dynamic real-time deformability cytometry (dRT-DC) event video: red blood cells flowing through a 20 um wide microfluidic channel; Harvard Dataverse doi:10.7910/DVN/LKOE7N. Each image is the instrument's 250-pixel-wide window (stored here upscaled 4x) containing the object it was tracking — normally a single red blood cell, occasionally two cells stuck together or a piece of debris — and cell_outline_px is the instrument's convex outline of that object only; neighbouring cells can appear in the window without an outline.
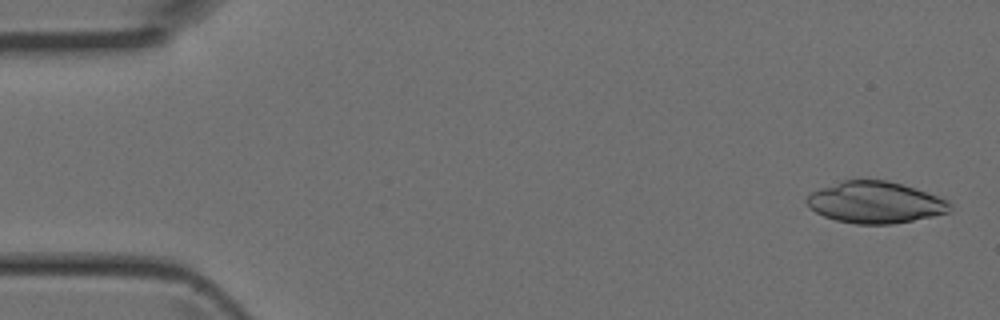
{"species": "Egyptian fruit bat (a non-hibernating species)", "species_latin": "Rousettus aegyptiacus", "temperature_condition": "room temperature", "stored_images_in_passage": 4, "camera_frame_rate_fps": 3000, "um_per_image_px": 0.085, "animal": {"sex": "female"}, "frame": {"image": 1, "passage_image": 1, "time_ms": 0.0, "image_size_px": [1000, 320], "cell_outline_px": [[952, 208], [948, 212], [932, 216], [892, 224], [856, 224], [836, 220], [824, 216], [816, 212], [804, 200], [812, 192], [820, 188], [844, 180], [888, 180], [948, 200], [952, 204]], "centroid_in_image_um": [74.38, 17.21], "position_along_channel_um": 10.6, "area_um2": 34.22}}